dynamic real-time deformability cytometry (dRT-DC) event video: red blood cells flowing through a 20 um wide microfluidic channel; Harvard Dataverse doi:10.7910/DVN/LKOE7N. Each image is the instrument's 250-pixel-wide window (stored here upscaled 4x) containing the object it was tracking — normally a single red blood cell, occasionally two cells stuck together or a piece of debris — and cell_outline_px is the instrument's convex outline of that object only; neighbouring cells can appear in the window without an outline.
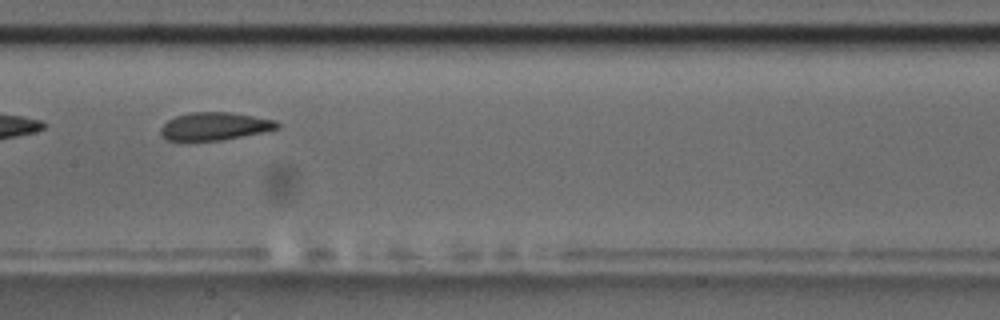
{"species": "common noctule bat (a hibernating species)", "species_latin": "Nyctalus noctula", "temperature_condition": "room temperature", "stored_images_in_passage": 5, "camera_frame_rate_fps": 3000, "um_per_image_px": 0.085, "animal": {"sex": "male", "body_mass_g": 17.5, "forearm_length_mm": 52.3}, "frame": {"image": 1, "passage_image": 4, "time_ms": 4.0, "image_size_px": [1000, 320], "cell_outline_px": [[280, 128], [264, 132], [220, 140], [164, 140], [160, 136], [160, 128], [168, 120], [176, 116], [192, 112], [232, 112], [276, 120], [280, 124]], "centroid_in_image_um": [18.26, 10.73], "position_along_channel_um": 189.1, "area_um2": 18.96}}
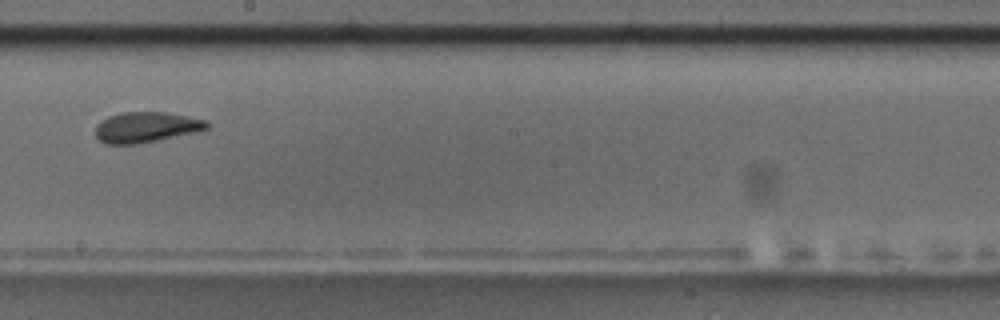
{"frame": {"image": 2, "passage_image": 5, "time_ms": 5.333, "image_size_px": [1000, 320], "cell_outline_px": [[212, 124], [208, 128], [196, 132], [136, 144], [104, 144], [96, 136], [96, 124], [100, 120], [108, 116], [124, 112], [168, 112], [208, 120]], "centroid_in_image_um": [12.44, 10.8], "position_along_channel_um": 235.8, "area_um2": 19.94}}